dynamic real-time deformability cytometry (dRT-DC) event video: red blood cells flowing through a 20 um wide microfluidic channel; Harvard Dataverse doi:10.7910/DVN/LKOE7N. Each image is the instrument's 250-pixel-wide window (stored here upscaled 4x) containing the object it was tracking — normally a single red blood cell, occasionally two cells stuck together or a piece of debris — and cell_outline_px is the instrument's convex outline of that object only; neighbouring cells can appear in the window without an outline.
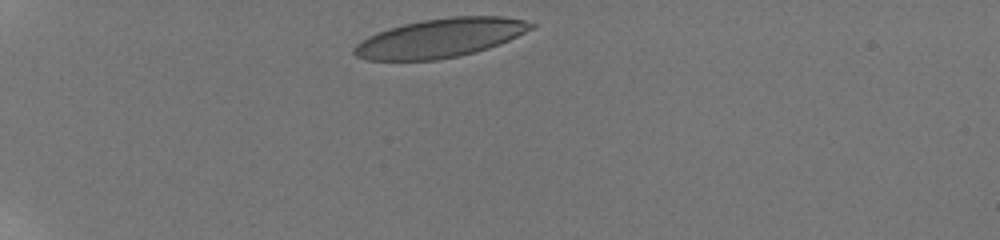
{"species": "human", "species_latin": "Homo sapiens", "temperature_condition": "room temperature", "stored_images_in_passage": 8, "camera_frame_rate_fps": 3000, "um_per_image_px": 0.085, "donor": {"sex": "male"}, "frame": {"image": 1, "passage_image": 1, "time_ms": 0.0, "image_size_px": [1000, 240], "cell_outline_px": [[536, 24], [532, 28], [500, 44], [476, 52], [436, 60], [364, 60], [356, 56], [352, 52], [352, 48], [360, 40], [368, 36], [388, 28], [404, 24], [424, 20], [452, 16], [504, 16], [524, 20]], "centroid_in_image_um": [37.38, 3.23], "position_along_channel_um": 47.6, "area_um2": 40.0}}
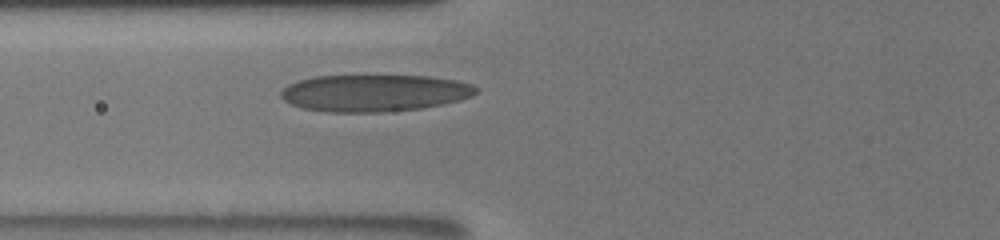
{"frame": {"image": 2, "passage_image": 5, "time_ms": 2.667, "image_size_px": [1000, 240], "cell_outline_px": [[480, 88], [472, 96], [460, 100], [444, 104], [420, 108], [380, 112], [328, 112], [304, 108], [292, 104], [284, 100], [280, 96], [280, 92], [288, 84], [300, 80], [316, 76], [428, 76], [456, 80], [472, 84]], "centroid_in_image_um": [31.85, 7.9], "position_along_channel_um": 94.0, "area_um2": 41.91}}
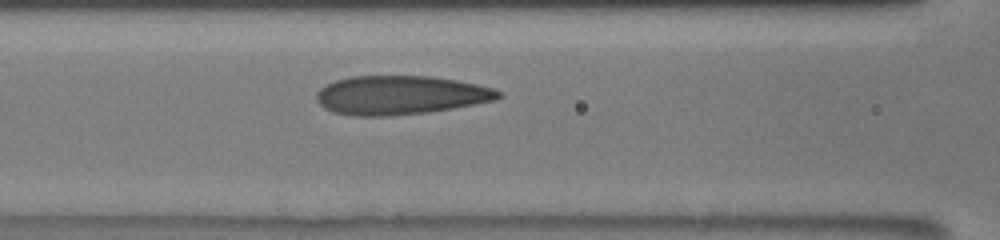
{"frame": {"image": 3, "passage_image": 8, "time_ms": 3.667, "image_size_px": [1000, 240], "cell_outline_px": [[504, 96], [496, 100], [452, 108], [428, 112], [388, 116], [356, 116], [332, 112], [324, 108], [316, 100], [316, 92], [324, 84], [336, 80], [352, 76], [432, 76], [456, 80], [476, 84], [492, 88], [500, 92]], "centroid_in_image_um": [34.0, 8.08], "position_along_channel_um": 132.6, "area_um2": 41.33}}